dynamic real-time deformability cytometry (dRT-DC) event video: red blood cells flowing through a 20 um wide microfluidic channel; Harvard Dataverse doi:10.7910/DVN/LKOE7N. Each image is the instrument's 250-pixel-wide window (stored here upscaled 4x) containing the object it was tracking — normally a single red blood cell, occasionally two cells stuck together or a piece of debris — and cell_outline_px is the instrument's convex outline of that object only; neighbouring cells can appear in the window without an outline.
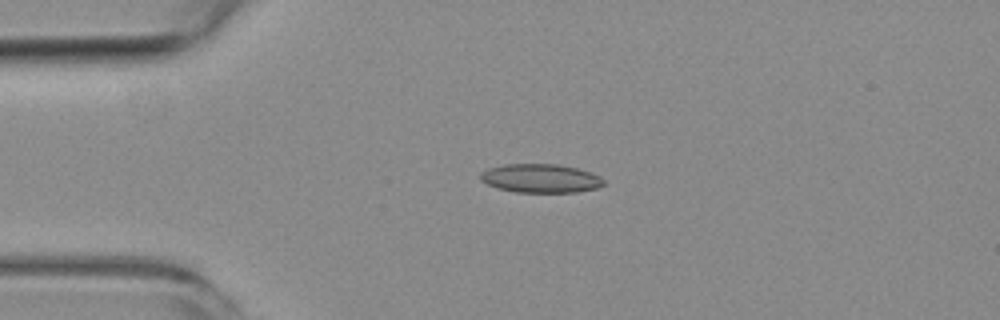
{"species": "common noctule bat (a hibernating species)", "species_latin": "Nyctalus noctula", "temperature_condition": "room temperature", "stored_images_in_passage": 8, "camera_frame_rate_fps": 3000, "um_per_image_px": 0.085, "animal": {"sex": "female", "body_mass_g": 19.3, "forearm_length_mm": 54.1}, "frame": {"image": 1, "passage_image": 4, "time_ms": 3.333, "image_size_px": [1000, 320], "cell_outline_px": [[604, 184], [596, 188], [576, 192], [516, 192], [496, 188], [480, 180], [480, 172], [488, 168], [504, 164], [556, 164], [576, 168], [600, 176], [604, 180]], "centroid_in_image_um": [45.91, 15.16], "position_along_channel_um": 39.1, "area_um2": 20.58}}
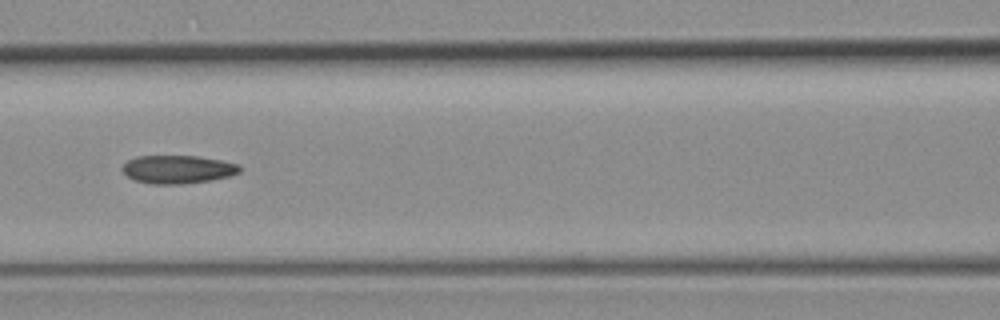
{"frame": {"image": 2, "passage_image": 7, "time_ms": 7.0, "image_size_px": [1000, 320], "cell_outline_px": [[240, 172], [228, 176], [212, 180], [184, 184], [152, 184], [136, 180], [128, 176], [120, 168], [128, 160], [136, 156], [196, 156], [220, 160], [240, 164]], "centroid_in_image_um": [15.11, 14.39], "position_along_channel_um": 151.5, "area_um2": 19.25}}
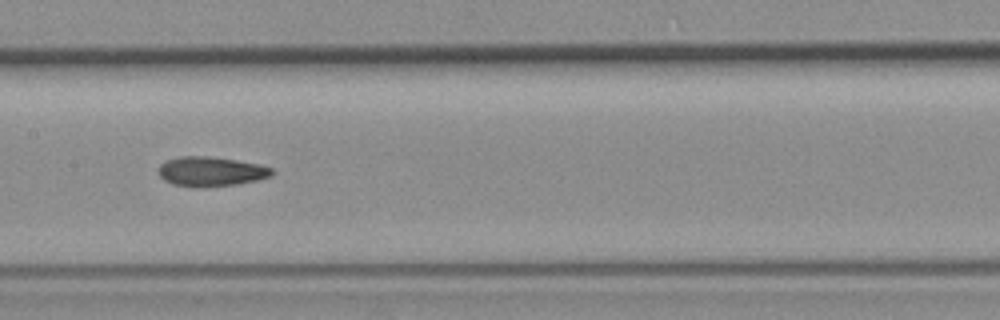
{"frame": {"image": 3, "passage_image": 8, "time_ms": 8.0, "image_size_px": [1000, 320], "cell_outline_px": [[276, 172], [272, 176], [256, 180], [236, 184], [196, 188], [192, 188], [172, 184], [164, 180], [156, 172], [156, 168], [164, 160], [180, 156], [204, 156], [236, 160], [260, 164], [272, 168]], "centroid_in_image_um": [17.88, 14.58], "position_along_channel_um": 189.5, "area_um2": 19.94}}